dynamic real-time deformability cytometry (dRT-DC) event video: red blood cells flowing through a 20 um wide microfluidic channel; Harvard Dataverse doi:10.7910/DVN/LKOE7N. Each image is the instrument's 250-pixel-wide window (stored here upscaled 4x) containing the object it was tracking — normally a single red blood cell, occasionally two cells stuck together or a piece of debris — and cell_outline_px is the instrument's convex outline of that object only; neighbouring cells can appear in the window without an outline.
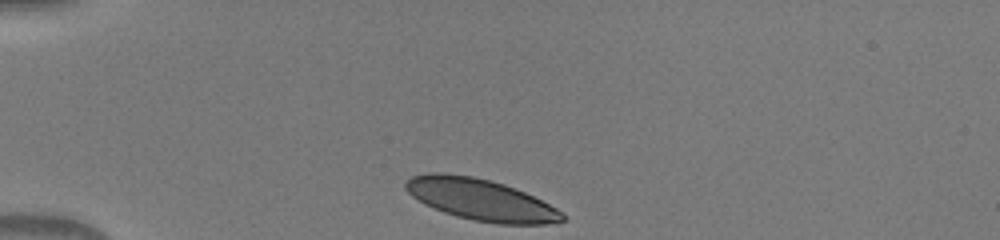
{"species": "human", "species_latin": "Homo sapiens", "temperature_condition": "warm", "stored_images_in_passage": 37, "camera_frame_rate_fps": 3000, "um_per_image_px": 0.085, "donor": {"sex": "male"}, "frame": {"image": 1, "passage_image": 1, "time_ms": 0.0, "image_size_px": [1000, 240], "cell_outline_px": [[564, 220], [544, 224], [496, 224], [456, 216], [444, 212], [424, 204], [412, 196], [404, 188], [404, 180], [412, 176], [424, 172], [440, 172], [472, 176], [504, 184], [524, 192], [556, 208], [564, 216]], "centroid_in_image_um": [40.78, 16.95], "position_along_channel_um": 44.2, "area_um2": 37.63}}
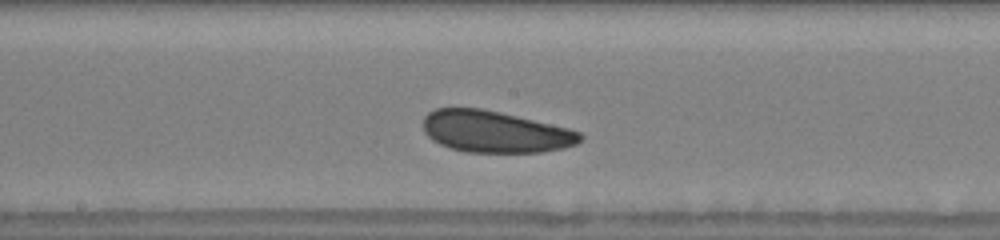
{"frame": {"image": 2, "passage_image": 16, "time_ms": 5.0, "image_size_px": [1000, 240], "cell_outline_px": [[584, 136], [576, 144], [564, 148], [540, 152], [468, 152], [452, 148], [440, 144], [432, 140], [424, 132], [424, 116], [428, 112], [436, 108], [480, 108], [568, 128], [580, 132]], "centroid_in_image_um": [42.06, 11.2], "position_along_channel_um": 206.1, "area_um2": 37.74}}
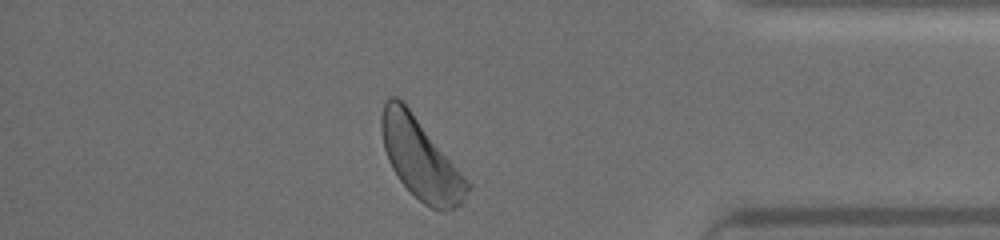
{"frame": {"image": 3, "passage_image": 32, "time_ms": 10.333, "image_size_px": [1000, 240], "cell_outline_px": [[472, 188], [460, 204], [452, 208], [432, 208], [424, 204], [400, 180], [392, 168], [388, 160], [384, 148], [380, 128], [380, 116], [384, 100], [388, 96], [396, 96], [408, 108], [472, 184]], "centroid_in_image_um": [35.73, 13.46], "position_along_channel_um": 399.5, "area_um2": 39.54}}